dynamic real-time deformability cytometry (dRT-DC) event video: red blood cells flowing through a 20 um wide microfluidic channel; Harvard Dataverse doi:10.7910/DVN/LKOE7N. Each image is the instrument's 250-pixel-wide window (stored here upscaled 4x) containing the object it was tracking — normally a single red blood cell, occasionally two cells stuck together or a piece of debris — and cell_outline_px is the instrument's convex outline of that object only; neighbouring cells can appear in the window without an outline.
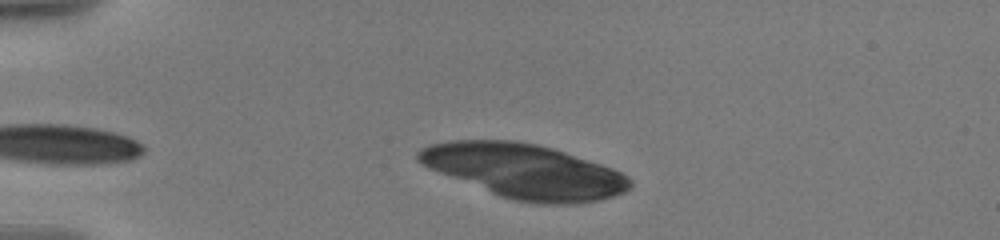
{"species": "human", "species_latin": "Homo sapiens", "temperature_condition": "warm", "stored_images_in_passage": 57, "camera_frame_rate_fps": 3000, "um_per_image_px": 0.085, "donor": {"sex": "male"}, "frame": {"image": 1, "passage_image": 2, "time_ms": 0.667, "image_size_px": [1000, 240], "cell_outline_px": [[632, 184], [624, 192], [600, 200], [576, 204], [536, 204], [516, 200], [500, 196], [428, 168], [416, 160], [416, 152], [420, 148], [428, 144], [452, 140], [516, 140], [536, 144], [552, 148], [612, 168], [628, 176], [632, 180]], "centroid_in_image_um": [44.55, 14.54], "position_along_channel_um": 40.5, "area_um2": 66.76}}
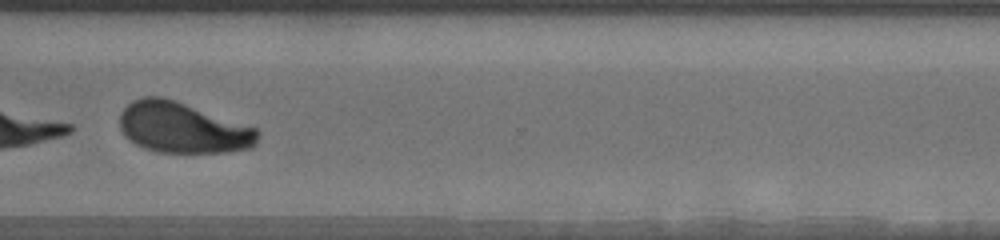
{"frame": {"image": 2, "passage_image": 49, "time_ms": 11.0, "image_size_px": [1000, 240], "cell_outline_px": [[260, 132], [256, 144], [252, 148], [224, 152], [156, 152], [144, 148], [136, 144], [124, 136], [120, 128], [120, 112], [132, 100], [144, 96], [160, 96], [176, 100], [256, 128]], "centroid_in_image_um": [15.51, 10.85], "position_along_channel_um": 355.1, "area_um2": 40.86}}